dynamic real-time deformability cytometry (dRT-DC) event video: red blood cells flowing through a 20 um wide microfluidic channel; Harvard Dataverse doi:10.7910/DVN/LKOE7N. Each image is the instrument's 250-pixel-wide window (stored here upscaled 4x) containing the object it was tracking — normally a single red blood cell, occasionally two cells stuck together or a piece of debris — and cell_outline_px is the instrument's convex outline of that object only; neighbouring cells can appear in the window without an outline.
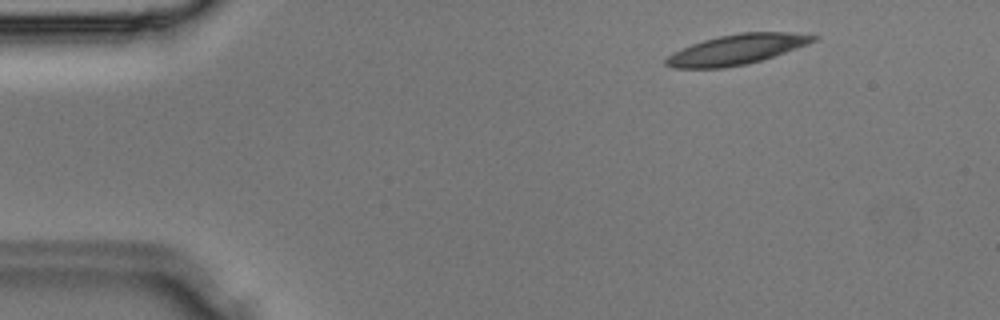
{"species": "Egyptian fruit bat (a non-hibernating species)", "species_latin": "Rousettus aegyptiacus", "temperature_condition": "room temperature", "stored_images_in_passage": 35, "camera_frame_rate_fps": 3000, "um_per_image_px": 0.085, "animal": {"sex": "male"}, "frame": {"image": 1, "passage_image": 4, "time_ms": 1.0, "image_size_px": [1000, 320], "cell_outline_px": [[820, 36], [816, 40], [808, 44], [748, 64], [724, 68], [672, 68], [664, 64], [664, 60], [668, 56], [692, 44], [704, 40], [720, 36], [740, 32], [792, 32]], "centroid_in_image_um": [62.63, 4.21], "position_along_channel_um": 22.4, "area_um2": 25.55}}
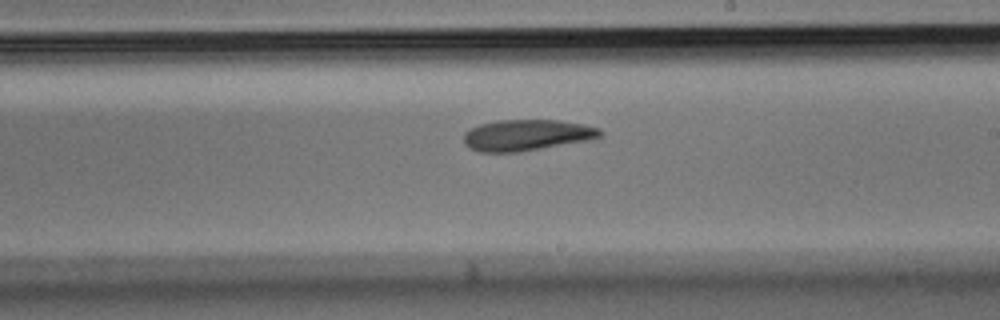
{"frame": {"image": 2, "passage_image": 20, "time_ms": 6.333, "image_size_px": [1000, 320], "cell_outline_px": [[604, 136], [592, 140], [520, 152], [480, 152], [468, 148], [464, 144], [464, 132], [480, 124], [496, 120], [560, 120], [600, 128], [604, 132]], "centroid_in_image_um": [44.81, 11.49], "position_along_channel_um": 244.2, "area_um2": 25.09}}
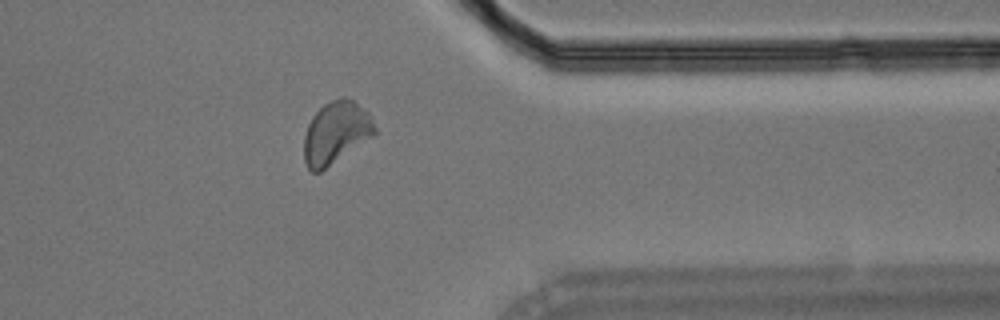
{"frame": {"image": 3, "passage_image": 28, "time_ms": 9.0, "image_size_px": [1000, 320], "cell_outline_px": [[376, 132], [372, 136], [320, 172], [312, 172], [308, 168], [304, 160], [304, 136], [308, 124], [312, 116], [324, 104], [340, 96], [344, 96], [352, 100], [364, 108], [368, 112], [376, 128]], "centroid_in_image_um": [28.53, 11.26], "position_along_channel_um": 382.9, "area_um2": 25.43}}